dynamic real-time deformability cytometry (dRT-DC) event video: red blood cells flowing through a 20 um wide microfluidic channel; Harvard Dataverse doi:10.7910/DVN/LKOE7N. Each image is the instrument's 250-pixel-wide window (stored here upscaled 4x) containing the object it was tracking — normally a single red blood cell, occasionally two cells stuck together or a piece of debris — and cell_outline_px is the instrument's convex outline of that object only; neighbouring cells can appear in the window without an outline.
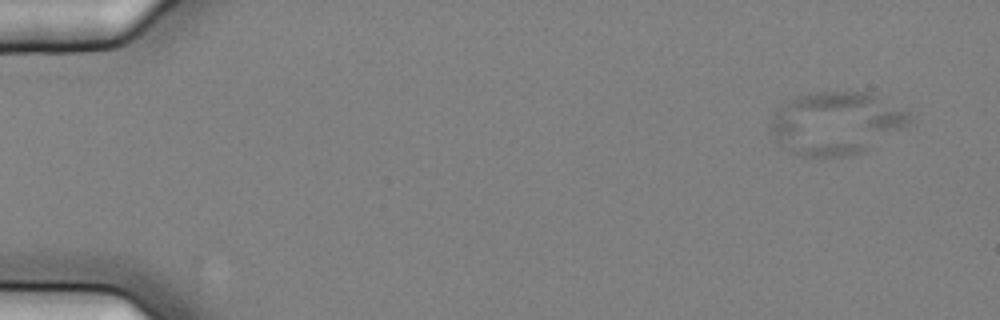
{"species": "common noctule bat (a hibernating species)", "species_latin": "Nyctalus noctula", "temperature_condition": "cold", "stored_images_in_passage": 60, "camera_frame_rate_fps": 3000, "um_per_image_px": 0.085, "animal": {"sex": "female", "body_mass_g": 25.1}, "frame": {"image": 1, "passage_image": 7, "time_ms": 2.0, "image_size_px": [1000, 320], "cell_outline_px": [[912, 120], [908, 124], [860, 152], [852, 156], [800, 156], [784, 148], [776, 140], [768, 128], [768, 124], [776, 112], [788, 100], [796, 96], [816, 92], [868, 92], [912, 112]], "centroid_in_image_um": [71.04, 10.45], "position_along_channel_um": 14.0, "area_um2": 50.29}}
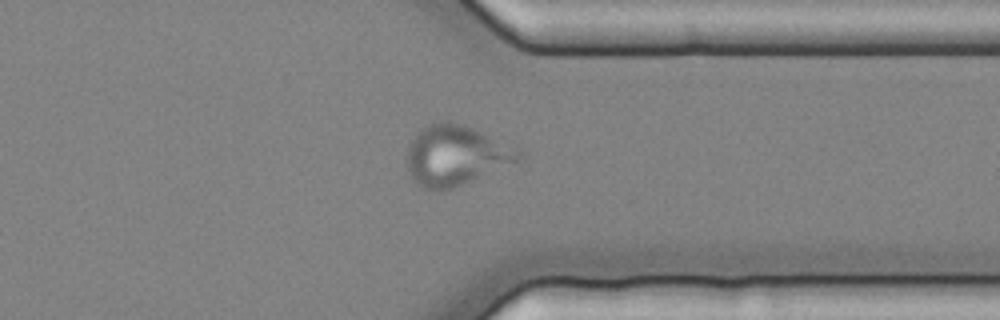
{"frame": {"image": 2, "passage_image": 48, "time_ms": 15.667, "image_size_px": [1000, 320], "cell_outline_px": [[524, 156], [520, 160], [452, 188], [440, 192], [420, 188], [412, 180], [408, 172], [408, 144], [420, 128], [428, 124], [444, 120], [448, 120], [464, 124], [516, 144], [524, 152]], "centroid_in_image_um": [38.77, 13.18], "position_along_channel_um": 372.6, "area_um2": 40.06}}
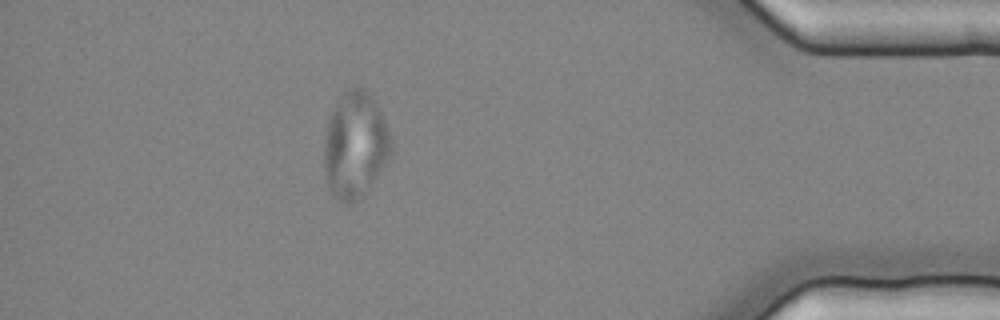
{"frame": {"image": 3, "passage_image": 54, "time_ms": 17.667, "image_size_px": [1000, 320], "cell_outline_px": [[392, 152], [376, 176], [364, 192], [356, 200], [348, 204], [344, 204], [332, 196], [328, 188], [324, 176], [324, 140], [328, 120], [332, 112], [344, 92], [348, 88], [364, 88], [376, 100], [392, 140]], "centroid_in_image_um": [30.16, 12.34], "position_along_channel_um": 405.0, "area_um2": 41.21}}